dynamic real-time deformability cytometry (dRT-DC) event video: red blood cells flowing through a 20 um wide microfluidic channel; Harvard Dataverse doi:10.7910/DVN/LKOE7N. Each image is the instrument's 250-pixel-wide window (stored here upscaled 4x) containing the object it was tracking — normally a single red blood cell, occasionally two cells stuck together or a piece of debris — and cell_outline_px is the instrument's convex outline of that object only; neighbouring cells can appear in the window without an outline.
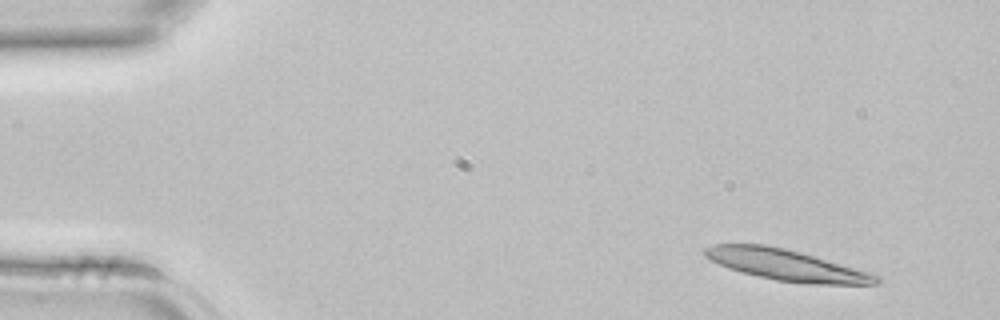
{"species": "common noctule bat (a hibernating species)", "species_latin": "Nyctalus noctula", "temperature_condition": "room temperature", "stored_images_in_passage": 3, "camera_frame_rate_fps": 3000, "um_per_image_px": 0.085, "animal": {"sex": "female", "body_mass_g": 22.7, "forearm_length_mm": 54.2}, "frame": {"image": 1, "passage_image": 1, "time_ms": 0.0, "image_size_px": [1000, 320], "cell_outline_px": [[880, 284], [808, 284], [776, 280], [728, 268], [704, 256], [704, 248], [712, 244], [768, 244], [816, 256], [876, 272], [880, 276]], "centroid_in_image_um": [66.96, 22.52], "position_along_channel_um": 18.0, "area_um2": 31.39}}